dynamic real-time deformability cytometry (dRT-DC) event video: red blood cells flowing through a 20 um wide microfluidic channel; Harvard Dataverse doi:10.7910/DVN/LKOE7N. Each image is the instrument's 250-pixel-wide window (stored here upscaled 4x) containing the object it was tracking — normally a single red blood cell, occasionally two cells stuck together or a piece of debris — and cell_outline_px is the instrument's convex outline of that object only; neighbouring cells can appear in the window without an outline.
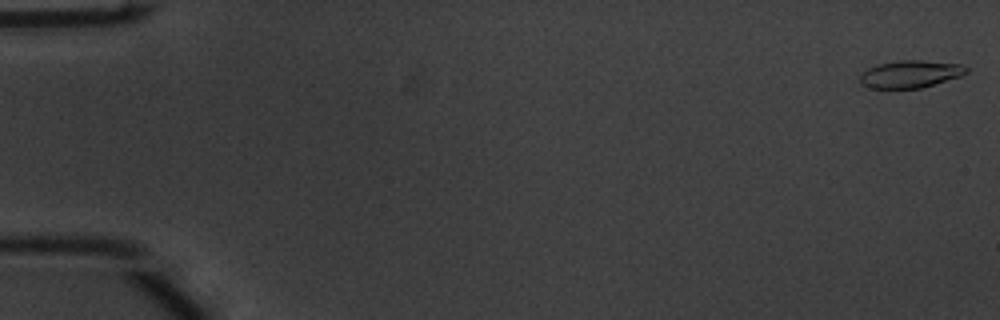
{"species": "common noctule bat (a hibernating species)", "species_latin": "Nyctalus noctula", "temperature_condition": "warm", "stored_images_in_passage": 54, "camera_frame_rate_fps": 3000, "um_per_image_px": 0.085, "animal": {"sex": "male", "body_mass_g": 20.1, "forearm_length_mm": 53.5}, "frame": {"image": 1, "passage_image": 1, "time_ms": 0.0, "image_size_px": [1000, 320], "cell_outline_px": [[968, 72], [960, 76], [920, 88], [872, 88], [860, 84], [860, 76], [868, 68], [880, 64], [900, 60], [920, 60], [960, 64], [968, 68]], "centroid_in_image_um": [77.38, 6.29], "position_along_channel_um": 7.6, "area_um2": 16.7}}
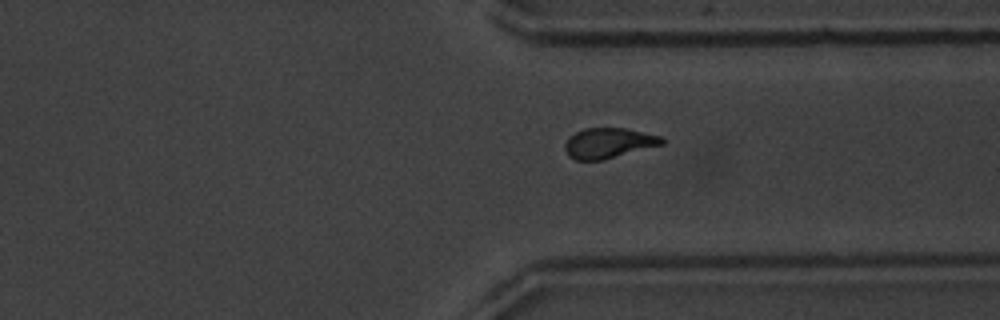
{"frame": {"image": 2, "passage_image": 41, "time_ms": 13.333, "image_size_px": [1000, 320], "cell_outline_px": [[664, 144], [604, 160], [576, 160], [568, 156], [564, 148], [564, 144], [576, 132], [584, 128], [624, 128], [664, 136]], "centroid_in_image_um": [51.76, 12.16], "position_along_channel_um": 359.6, "area_um2": 17.17}}
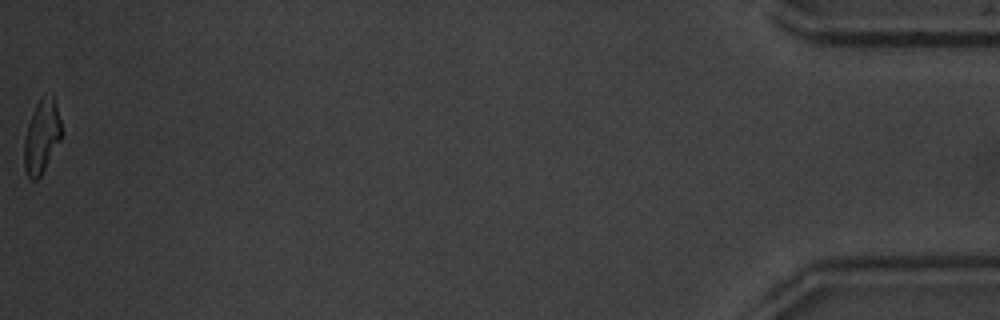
{"frame": {"image": 3, "passage_image": 54, "time_ms": 17.667, "image_size_px": [1000, 320], "cell_outline_px": [[60, 140], [40, 176], [36, 180], [32, 180], [28, 176], [24, 168], [24, 140], [28, 124], [32, 112], [40, 96], [44, 92], [52, 92], [56, 104], [60, 120]], "centroid_in_image_um": [3.53, 11.53], "position_along_channel_um": 431.7, "area_um2": 15.95}, "authors_computed_cell_mechanics": {"area_um2": 17.2533, "velocity_mm_per_s": 3.8066, "shape_relaxation_time_tau1_ms": 5.0235, "shape_relaxation_time_tau2_ms": 2.7417, "deformation_change_tau1": 0.1749, "deformation_change_tau2": 0.0968}}